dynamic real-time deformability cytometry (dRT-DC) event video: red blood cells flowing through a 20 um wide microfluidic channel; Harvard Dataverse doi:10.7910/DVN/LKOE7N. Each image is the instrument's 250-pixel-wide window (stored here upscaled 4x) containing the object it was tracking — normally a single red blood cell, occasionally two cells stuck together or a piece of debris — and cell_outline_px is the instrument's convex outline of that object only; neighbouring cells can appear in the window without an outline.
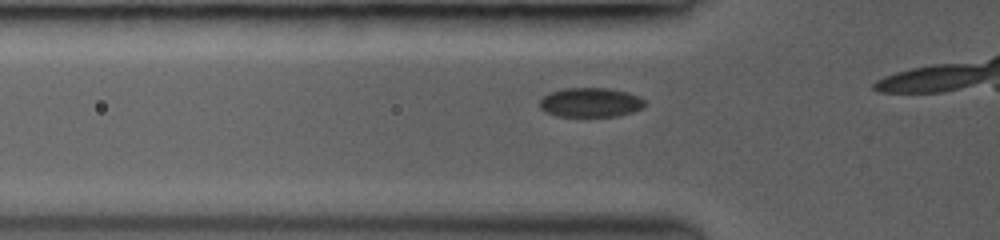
{"species": "common noctule bat (a hibernating species)", "species_latin": "Nyctalus noctula", "temperature_condition": "room temperature", "stored_images_in_passage": 8, "camera_frame_rate_fps": 3000, "um_per_image_px": 0.085, "animal": {"sex": "female", "body_mass_g": 19.0, "forearm_length_mm": 53.3}, "frame": {"image": 1, "passage_image": 6, "time_ms": 2.333, "image_size_px": [1000, 240], "cell_outline_px": [[644, 108], [632, 112], [616, 116], [588, 120], [556, 116], [544, 112], [540, 108], [540, 100], [548, 92], [564, 88], [608, 88], [628, 92], [644, 100]], "centroid_in_image_um": [50.14, 8.76], "position_along_channel_um": 75.7, "area_um2": 18.9}}